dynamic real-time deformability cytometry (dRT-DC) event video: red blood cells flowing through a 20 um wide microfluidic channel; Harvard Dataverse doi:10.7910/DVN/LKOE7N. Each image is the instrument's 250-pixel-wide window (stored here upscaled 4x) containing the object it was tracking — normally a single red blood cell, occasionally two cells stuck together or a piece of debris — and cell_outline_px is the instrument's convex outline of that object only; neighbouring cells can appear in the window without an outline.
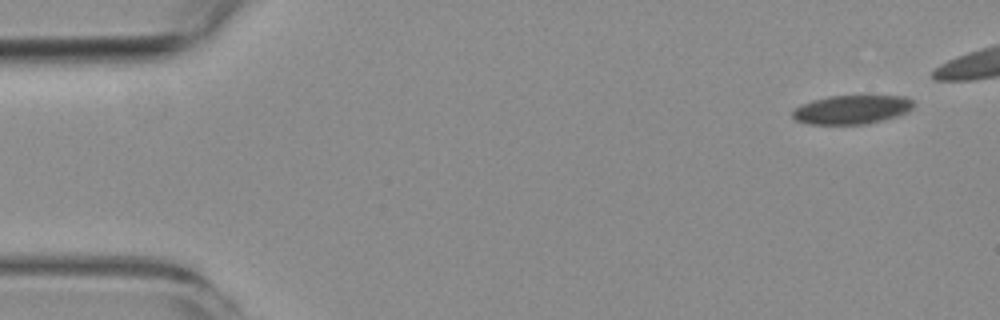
{"species": "common noctule bat (a hibernating species)", "species_latin": "Nyctalus noctula", "temperature_condition": "room temperature", "stored_images_in_passage": 6, "camera_frame_rate_fps": 3000, "um_per_image_px": 0.085, "animal": {"sex": "female", "body_mass_g": 19.3, "forearm_length_mm": 54.1}, "frame": {"image": 1, "passage_image": 1, "time_ms": 0.0, "image_size_px": [1000, 320], "cell_outline_px": [[912, 108], [896, 116], [864, 124], [808, 124], [796, 120], [792, 116], [792, 108], [812, 100], [828, 96], [904, 96], [912, 100]], "centroid_in_image_um": [72.32, 9.31], "position_along_channel_um": 12.7, "area_um2": 20.11}}